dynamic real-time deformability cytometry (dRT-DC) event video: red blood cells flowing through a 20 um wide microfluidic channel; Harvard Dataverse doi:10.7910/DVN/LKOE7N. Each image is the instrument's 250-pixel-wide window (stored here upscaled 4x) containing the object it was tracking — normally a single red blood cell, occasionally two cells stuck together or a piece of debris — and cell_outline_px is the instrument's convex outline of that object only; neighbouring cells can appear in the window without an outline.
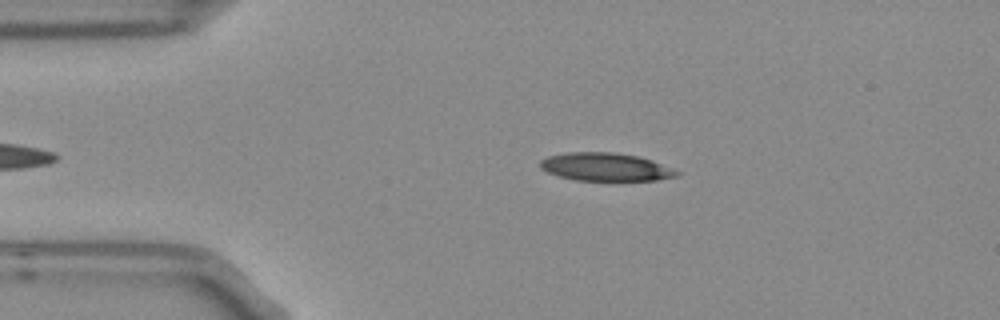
{"species": "Egyptian fruit bat (a non-hibernating species)", "species_latin": "Rousettus aegyptiacus", "temperature_condition": "room temperature", "stored_images_in_passage": 3, "camera_frame_rate_fps": 3000, "um_per_image_px": 0.085, "frame": {"image": 1, "passage_image": 2, "time_ms": 0.333, "image_size_px": [1000, 320], "cell_outline_px": [[680, 172], [676, 176], [656, 180], [576, 180], [560, 176], [548, 172], [540, 168], [540, 160], [548, 156], [568, 152], [612, 152], [636, 156], [652, 160], [672, 168]], "centroid_in_image_um": [51.45, 14.18], "position_along_channel_um": 33.5, "area_um2": 22.08}}